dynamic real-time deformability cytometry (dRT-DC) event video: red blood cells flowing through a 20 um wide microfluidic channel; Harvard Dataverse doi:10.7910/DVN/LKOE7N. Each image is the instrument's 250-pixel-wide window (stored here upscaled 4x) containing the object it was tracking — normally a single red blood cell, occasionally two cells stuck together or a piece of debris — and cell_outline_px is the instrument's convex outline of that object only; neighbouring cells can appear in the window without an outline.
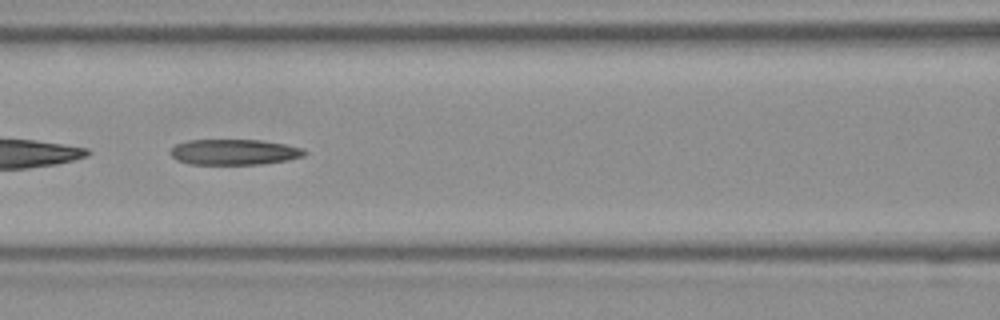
{"species": "Egyptian fruit bat (a non-hibernating species)", "species_latin": "Rousettus aegyptiacus", "temperature_condition": "room temperature", "stored_images_in_passage": 9, "segment_of_instrument_passage": [1, 2], "camera_frame_rate_fps": 3000, "um_per_image_px": 0.085, "frame": {"image": 1, "passage_image": 6, "time_ms": 1.667, "image_size_px": [1000, 320], "cell_outline_px": [[308, 152], [304, 156], [288, 160], [260, 164], [188, 164], [176, 160], [168, 152], [176, 144], [188, 140], [260, 140], [284, 144], [304, 148]], "centroid_in_image_um": [19.9, 12.92], "position_along_channel_um": 146.7, "area_um2": 20.11}}
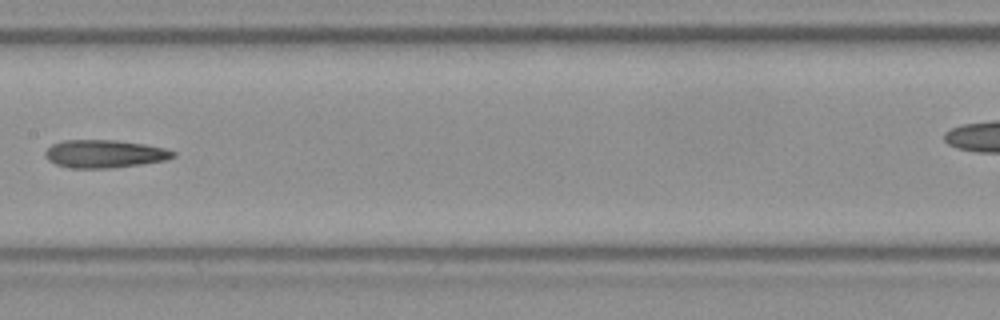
{"frame": {"image": 2, "passage_image": 7, "time_ms": 2.0, "image_size_px": [1000, 320], "cell_outline_px": [[176, 156], [168, 160], [112, 168], [68, 168], [56, 164], [48, 160], [44, 156], [44, 152], [52, 144], [64, 140], [116, 140], [144, 144], [164, 148], [176, 152]], "centroid_in_image_um": [8.88, 13.08], "position_along_channel_um": 198.5, "area_um2": 20.92}}
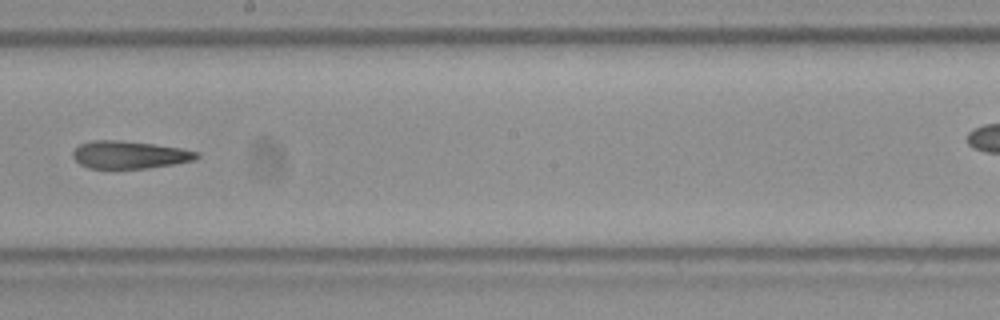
{"frame": {"image": 3, "passage_image": 8, "time_ms": 2.333, "image_size_px": [1000, 320], "cell_outline_px": [[200, 156], [196, 160], [148, 168], [88, 168], [80, 164], [72, 156], [72, 152], [80, 144], [92, 140], [120, 140], [156, 144], [180, 148], [200, 152]], "centroid_in_image_um": [11.03, 13.15], "position_along_channel_um": 237.2, "area_um2": 20.0}}